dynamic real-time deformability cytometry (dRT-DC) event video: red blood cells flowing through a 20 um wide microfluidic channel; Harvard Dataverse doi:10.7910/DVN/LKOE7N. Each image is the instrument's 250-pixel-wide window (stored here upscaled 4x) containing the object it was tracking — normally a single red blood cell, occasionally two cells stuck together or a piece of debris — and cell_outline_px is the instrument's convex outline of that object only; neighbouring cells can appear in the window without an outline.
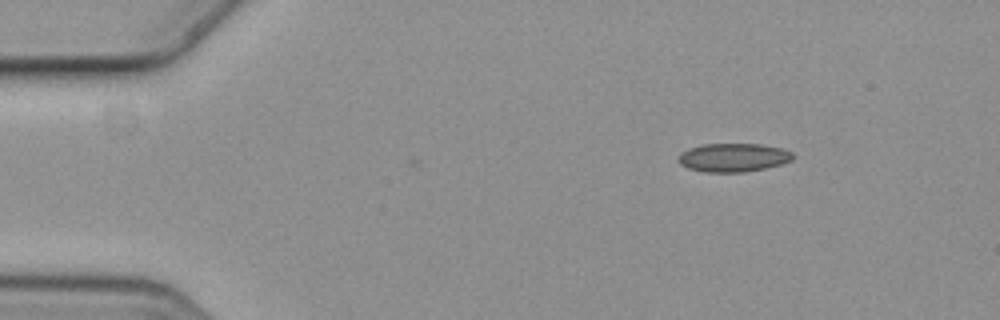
{"species": "common noctule bat (a hibernating species)", "species_latin": "Nyctalus noctula", "temperature_condition": "cold", "stored_images_in_passage": 6, "camera_frame_rate_fps": 3000, "um_per_image_px": 0.085, "animal": {"sex": "female", "body_mass_g": 19.3, "forearm_length_mm": 54.1}, "frame": {"image": 1, "passage_image": 1, "time_ms": 0.0, "image_size_px": [1000, 320], "cell_outline_px": [[796, 156], [792, 160], [780, 164], [764, 168], [744, 172], [704, 172], [688, 168], [680, 164], [676, 160], [676, 156], [680, 152], [688, 148], [704, 144], [760, 144], [784, 148], [792, 152]], "centroid_in_image_um": [62.3, 13.38], "position_along_channel_um": 22.7, "area_um2": 19.31}}
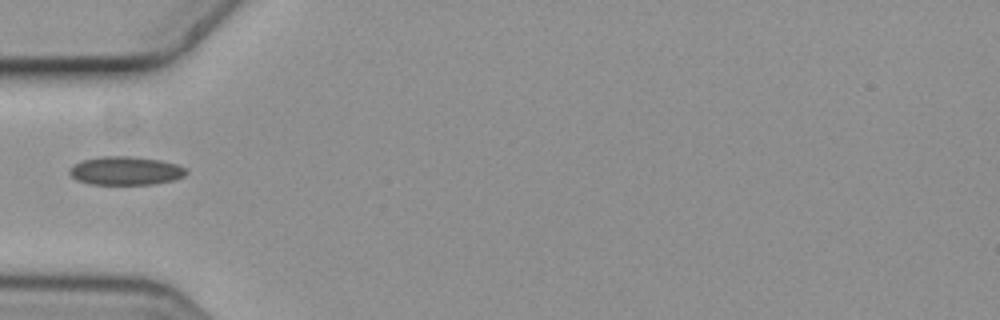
{"frame": {"image": 2, "passage_image": 4, "time_ms": 1.0, "image_size_px": [1000, 320], "cell_outline_px": [[188, 172], [184, 176], [176, 180], [156, 184], [92, 184], [76, 180], [68, 172], [68, 168], [84, 160], [100, 156], [132, 156], [160, 160], [176, 164], [184, 168]], "centroid_in_image_um": [10.69, 14.52], "position_along_channel_um": 74.3, "area_um2": 19.42}}
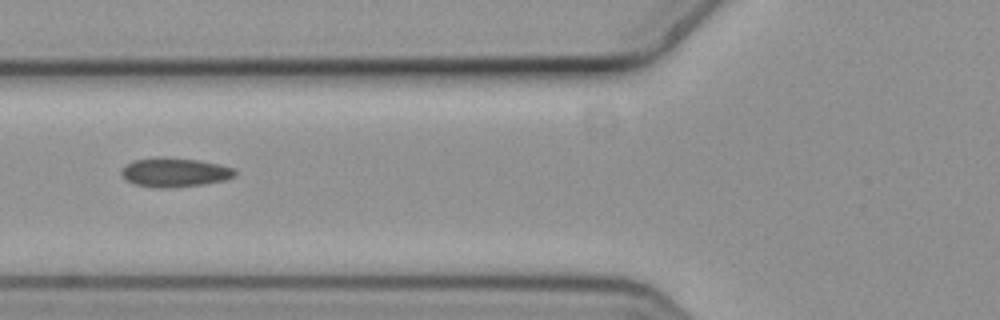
{"frame": {"image": 3, "passage_image": 5, "time_ms": 1.333, "image_size_px": [1000, 320], "cell_outline_px": [[236, 176], [224, 180], [204, 184], [172, 188], [152, 188], [132, 184], [124, 180], [120, 176], [120, 172], [132, 160], [164, 156], [200, 160], [220, 164], [236, 168]], "centroid_in_image_um": [14.83, 14.65], "position_along_channel_um": 111.0, "area_um2": 19.83}}